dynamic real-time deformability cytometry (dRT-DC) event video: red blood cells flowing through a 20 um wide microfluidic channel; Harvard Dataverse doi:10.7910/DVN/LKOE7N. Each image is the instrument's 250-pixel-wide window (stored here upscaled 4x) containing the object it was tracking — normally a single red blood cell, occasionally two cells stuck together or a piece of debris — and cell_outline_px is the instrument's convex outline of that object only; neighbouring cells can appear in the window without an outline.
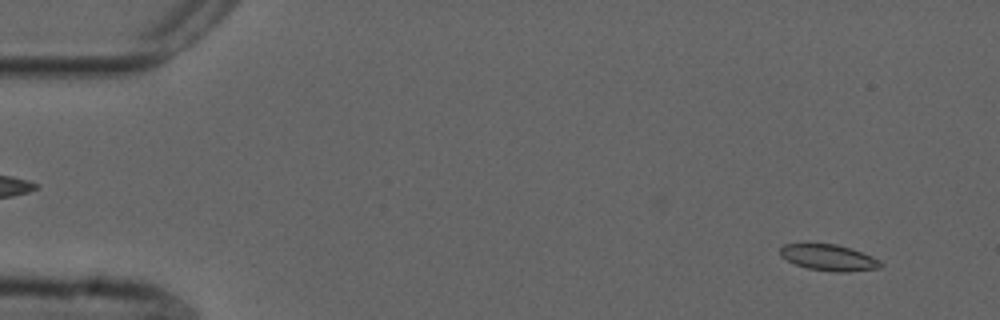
{"species": "common noctule bat (a hibernating species)", "species_latin": "Nyctalus noctula", "temperature_condition": "cold", "stored_images_in_passage": 54, "camera_frame_rate_fps": 3000, "um_per_image_px": 0.085, "animal": {"sex": "male", "forearm_length_mm": 52.5}, "frame": {"image": 1, "passage_image": 4, "time_ms": 1.0, "image_size_px": [1000, 320], "cell_outline_px": [[884, 264], [880, 268], [848, 272], [836, 272], [808, 268], [796, 264], [780, 256], [780, 248], [784, 244], [836, 244], [872, 256], [880, 260]], "centroid_in_image_um": [70.47, 21.9], "position_along_channel_um": 14.5, "area_um2": 15.14}}
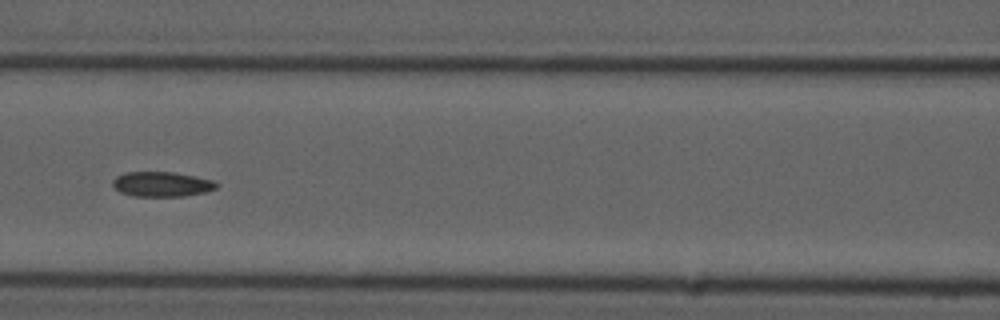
{"frame": {"image": 2, "passage_image": 24, "time_ms": 7.667, "image_size_px": [1000, 320], "cell_outline_px": [[220, 184], [216, 188], [204, 192], [184, 196], [132, 196], [120, 192], [112, 184], [112, 180], [116, 176], [124, 172], [176, 172], [212, 180]], "centroid_in_image_um": [13.74, 15.65], "position_along_channel_um": 152.9, "area_um2": 15.09}}
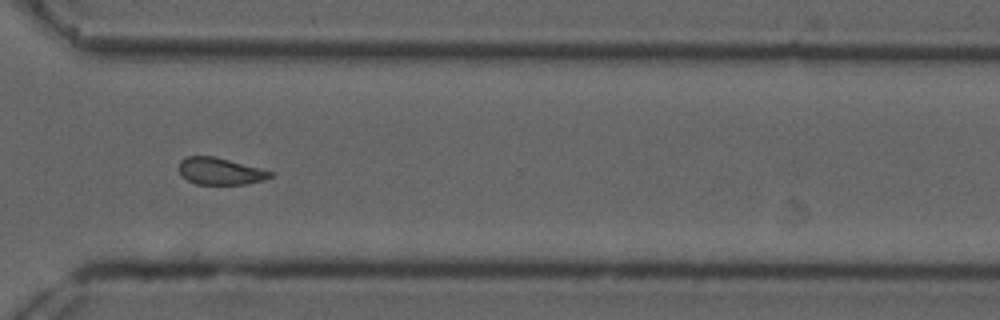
{"frame": {"image": 3, "passage_image": 40, "time_ms": 13.0, "image_size_px": [1000, 320], "cell_outline_px": [[276, 172], [272, 176], [264, 180], [244, 184], [196, 184], [188, 180], [180, 172], [180, 160], [188, 156], [212, 156]], "centroid_in_image_um": [18.75, 14.56], "position_along_channel_um": 351.8, "area_um2": 14.1}, "authors_computed_cell_mechanics": {"area_um2": 15.2014, "velocity_mm_per_s": 3.7381, "shape_relaxation_time_tau1_ms": 9.9212, "shape_relaxation_time_tau2_ms": 6.1877, "deformation_change_tau1": 0.1621, "deformation_change_tau2": 0.1078}}